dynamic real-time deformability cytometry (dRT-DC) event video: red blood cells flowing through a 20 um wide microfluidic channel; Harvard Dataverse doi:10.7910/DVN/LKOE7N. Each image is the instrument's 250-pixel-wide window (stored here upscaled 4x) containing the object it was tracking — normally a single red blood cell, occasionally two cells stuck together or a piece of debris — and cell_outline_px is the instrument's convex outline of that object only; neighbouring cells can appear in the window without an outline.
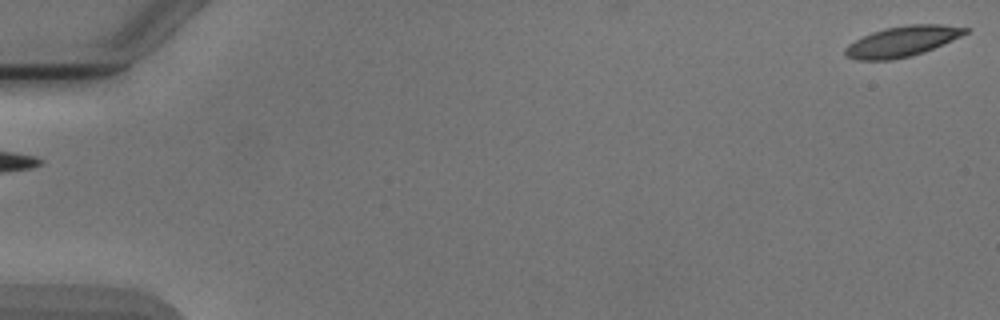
{"species": "Egyptian fruit bat (a non-hibernating species)", "species_latin": "Rousettus aegyptiacus", "temperature_condition": "cold", "stored_images_in_passage": 5, "camera_frame_rate_fps": 3000, "um_per_image_px": 0.085, "animal": {"sex": "male"}, "frame": {"image": 1, "passage_image": 1, "time_ms": 0.0, "image_size_px": [1000, 320], "cell_outline_px": [[968, 32], [952, 40], [924, 52], [912, 56], [892, 60], [856, 60], [844, 56], [844, 48], [848, 44], [872, 32], [884, 28], [908, 24], [940, 24], [968, 28]], "centroid_in_image_um": [76.65, 3.52], "position_along_channel_um": 8.4, "area_um2": 21.33}}